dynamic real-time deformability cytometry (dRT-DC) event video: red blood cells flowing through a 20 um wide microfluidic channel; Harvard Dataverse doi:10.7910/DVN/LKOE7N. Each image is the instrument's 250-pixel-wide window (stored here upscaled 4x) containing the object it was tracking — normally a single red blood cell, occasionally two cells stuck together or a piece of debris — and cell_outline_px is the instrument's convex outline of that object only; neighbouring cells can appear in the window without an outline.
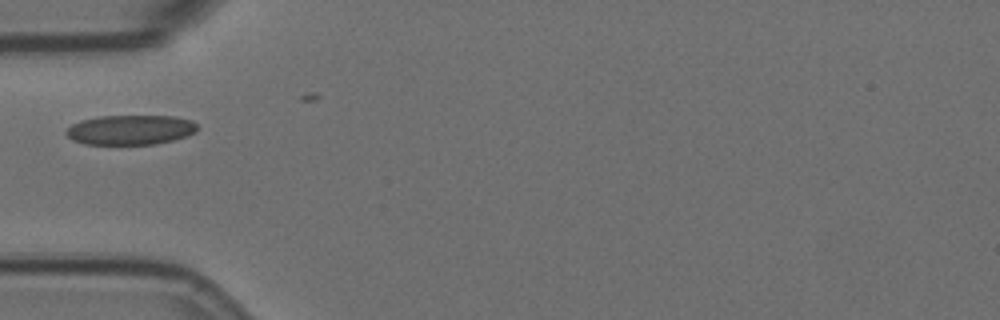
{"species": "Egyptian fruit bat (a non-hibernating species)", "species_latin": "Rousettus aegyptiacus", "temperature_condition": "room temperature", "stored_images_in_passage": 3, "camera_frame_rate_fps": 3000, "um_per_image_px": 0.085, "animal": {"sex": "female"}, "frame": {"image": 1, "passage_image": 1, "time_ms": 0.0, "image_size_px": [1000, 320], "cell_outline_px": [[196, 132], [172, 140], [152, 144], [84, 144], [72, 140], [64, 132], [72, 124], [80, 120], [96, 116], [176, 116], [192, 120], [196, 124]], "centroid_in_image_um": [11.05, 11.02], "position_along_channel_um": 74.0, "area_um2": 22.72}}